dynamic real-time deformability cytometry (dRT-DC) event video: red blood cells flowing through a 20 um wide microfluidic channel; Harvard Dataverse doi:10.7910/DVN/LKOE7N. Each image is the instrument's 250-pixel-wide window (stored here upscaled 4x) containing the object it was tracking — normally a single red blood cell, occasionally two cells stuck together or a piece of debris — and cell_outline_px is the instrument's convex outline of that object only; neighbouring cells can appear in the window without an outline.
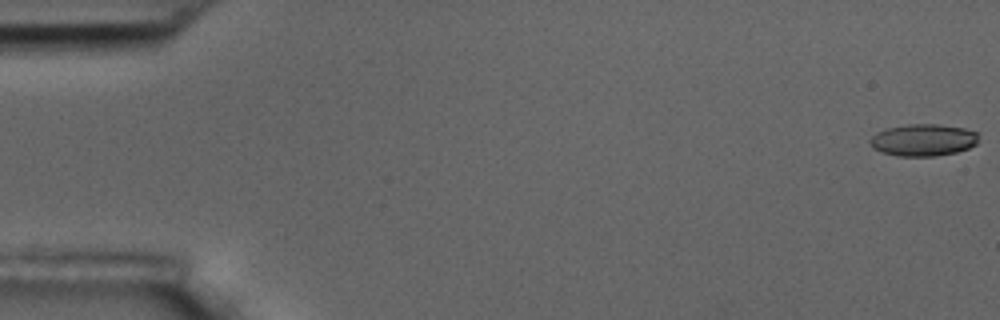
{"species": "common noctule bat (a hibernating species)", "species_latin": "Nyctalus noctula", "temperature_condition": "room temperature", "stored_images_in_passage": 57, "camera_frame_rate_fps": 3000, "um_per_image_px": 0.085, "animal": {"sex": "male", "body_mass_g": 17.5, "forearm_length_mm": 52.3}, "frame": {"image": 1, "passage_image": 1, "time_ms": 0.0, "image_size_px": [1000, 320], "cell_outline_px": [[980, 132], [976, 144], [968, 148], [956, 152], [936, 156], [896, 156], [872, 148], [868, 140], [876, 132], [888, 128], [908, 124], [936, 124], [964, 128]], "centroid_in_image_um": [78.48, 11.9], "position_along_channel_um": 6.5, "area_um2": 20.35}}
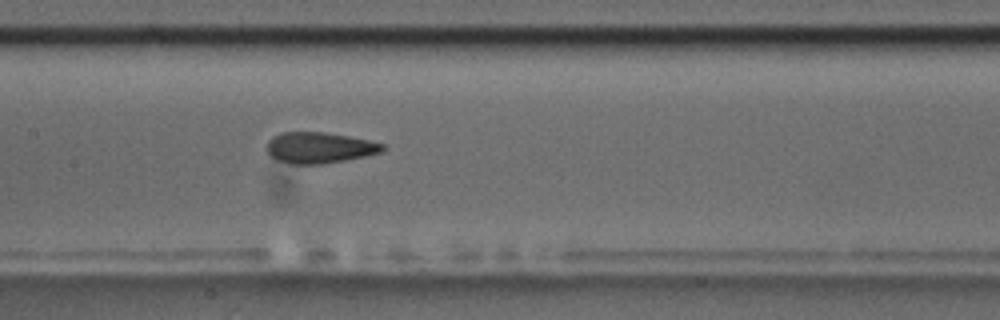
{"frame": {"image": 2, "passage_image": 28, "time_ms": 9.0, "image_size_px": [1000, 320], "cell_outline_px": [[388, 148], [380, 152], [364, 156], [324, 164], [288, 164], [276, 160], [268, 156], [268, 140], [272, 136], [280, 132], [324, 132], [348, 136], [368, 140], [384, 144]], "centroid_in_image_um": [27.11, 12.56], "position_along_channel_um": 180.3, "area_um2": 21.04}}
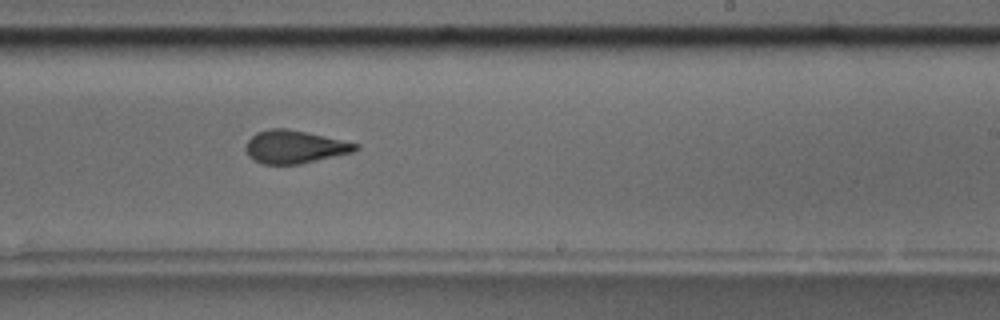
{"frame": {"image": 3, "passage_image": 35, "time_ms": 11.333, "image_size_px": [1000, 320], "cell_outline_px": [[360, 148], [352, 152], [300, 164], [264, 164], [248, 156], [244, 148], [248, 140], [256, 132], [268, 128], [288, 128], [360, 144]], "centroid_in_image_um": [25.02, 12.47], "position_along_channel_um": 264.0, "area_um2": 21.04}, "authors_computed_cell_mechanics": {"area_um2": 21.2704, "velocity_mm_per_s": 3.5943, "shape_relaxation_time_tau1_ms": 6.3236, "shape_relaxation_time_tau2_ms": 1.5327, "deformation_change_tau1": 0.1709, "deformation_change_tau2": 0.1013}}